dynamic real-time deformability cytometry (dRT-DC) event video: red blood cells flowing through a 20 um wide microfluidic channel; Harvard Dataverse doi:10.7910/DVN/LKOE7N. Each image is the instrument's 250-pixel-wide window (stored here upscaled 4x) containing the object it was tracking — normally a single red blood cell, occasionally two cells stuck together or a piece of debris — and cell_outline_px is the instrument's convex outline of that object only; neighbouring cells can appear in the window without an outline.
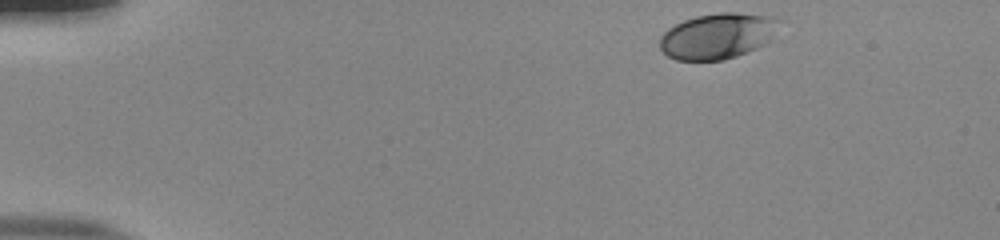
{"species": "human", "species_latin": "Homo sapiens", "temperature_condition": "room temperature", "stored_images_in_passage": 47, "camera_frame_rate_fps": 3000, "um_per_image_px": 0.085, "donor": {"sex": "male"}, "frame": {"image": 1, "passage_image": 1, "time_ms": 0.0, "image_size_px": [1000, 240], "cell_outline_px": [[788, 20], [772, 40], [768, 44], [736, 56], [724, 60], [676, 60], [668, 56], [660, 48], [660, 36], [668, 28], [684, 20], [696, 16], [720, 12], [736, 12], [772, 16]], "centroid_in_image_um": [61.13, 3.04], "position_along_channel_um": 23.9, "area_um2": 32.71}}
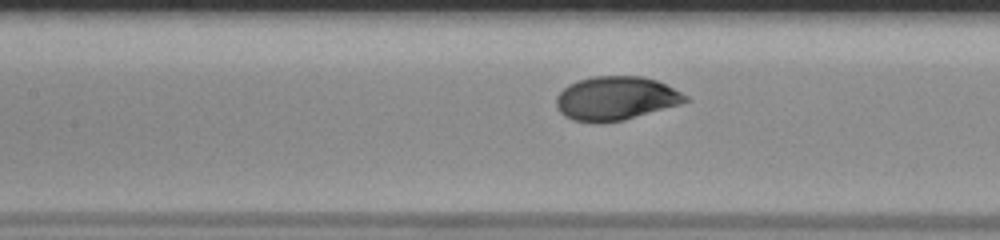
{"frame": {"image": 2, "passage_image": 19, "time_ms": 6.0, "image_size_px": [1000, 240], "cell_outline_px": [[692, 100], [680, 104], [624, 120], [600, 124], [596, 124], [572, 120], [564, 116], [556, 108], [556, 96], [568, 84], [592, 76], [644, 76], [656, 80], [688, 96]], "centroid_in_image_um": [52.32, 8.38], "position_along_channel_um": 155.1, "area_um2": 33.18}}
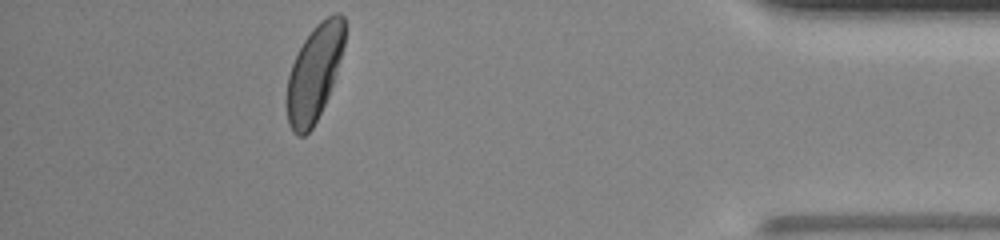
{"frame": {"image": 3, "passage_image": 42, "time_ms": 13.667, "image_size_px": [1000, 240], "cell_outline_px": [[344, 44], [336, 72], [328, 96], [312, 128], [304, 136], [296, 136], [292, 132], [288, 124], [288, 76], [292, 64], [304, 40], [316, 24], [320, 20], [336, 12], [340, 12], [344, 16]], "centroid_in_image_um": [26.72, 6.19], "position_along_channel_um": 408.5, "area_um2": 31.67}, "authors_computed_cell_mechanics": {"area_um2": 32.5414, "velocity_mm_per_s": 3.8605, "shape_relaxation_time_tau1_ms": 2.7944, "shape_relaxation_time_tau2_ms": null, "deformation_change_tau1": 0.1288, "deformation_change_tau2": null}}